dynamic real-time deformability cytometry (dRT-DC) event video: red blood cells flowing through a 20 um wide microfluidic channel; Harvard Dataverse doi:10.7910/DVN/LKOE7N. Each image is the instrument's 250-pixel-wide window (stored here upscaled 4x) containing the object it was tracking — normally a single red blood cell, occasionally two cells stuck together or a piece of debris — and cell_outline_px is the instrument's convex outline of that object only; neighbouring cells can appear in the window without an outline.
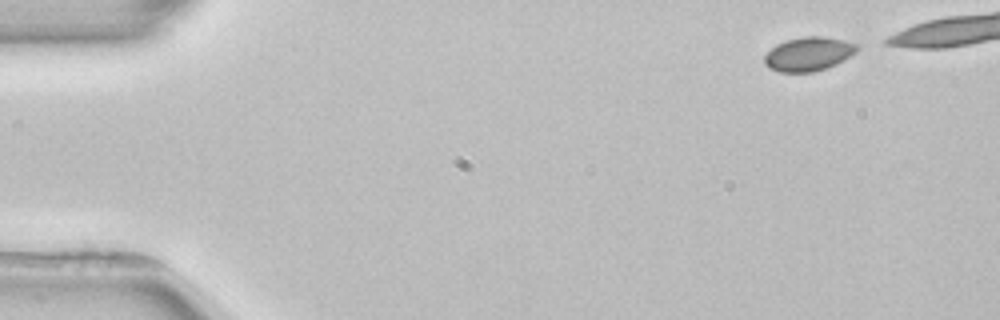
{"species": "common noctule bat (a hibernating species)", "species_latin": "Nyctalus noctula", "temperature_condition": "room temperature", "stored_images_in_passage": 4, "camera_frame_rate_fps": 3000, "um_per_image_px": 0.085, "animal": {"sex": "female", "body_mass_g": 22.7, "forearm_length_mm": 54.2}, "frame": {"image": 1, "passage_image": 1, "time_ms": 0.0, "image_size_px": [1000, 320], "cell_outline_px": [[860, 48], [856, 52], [836, 64], [812, 72], [780, 72], [768, 68], [764, 64], [764, 56], [776, 44], [788, 40], [804, 36], [824, 36], [844, 40], [860, 44]], "centroid_in_image_um": [68.74, 4.58], "position_along_channel_um": 16.3, "area_um2": 18.32}}